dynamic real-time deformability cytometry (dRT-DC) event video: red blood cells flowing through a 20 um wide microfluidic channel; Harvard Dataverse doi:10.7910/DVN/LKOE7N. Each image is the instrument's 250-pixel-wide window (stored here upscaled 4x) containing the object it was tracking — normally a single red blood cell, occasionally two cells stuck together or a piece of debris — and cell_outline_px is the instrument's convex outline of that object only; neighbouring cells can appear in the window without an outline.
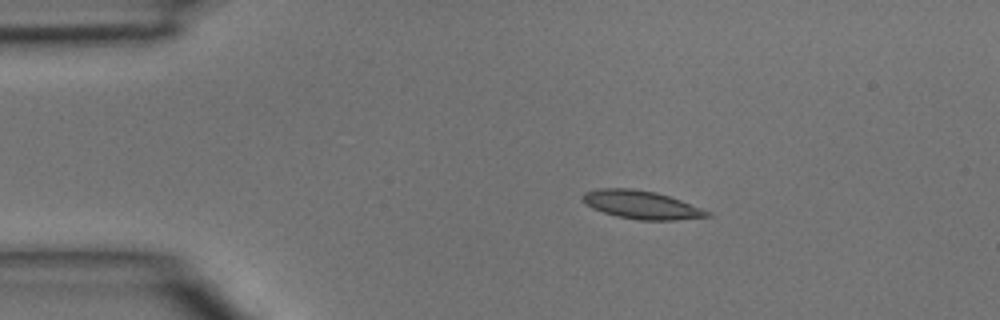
{"species": "common noctule bat (a hibernating species)", "species_latin": "Nyctalus noctula", "temperature_condition": "room temperature", "stored_images_in_passage": 2, "camera_frame_rate_fps": 3000, "um_per_image_px": 0.085, "animal": {"sex": "male", "body_mass_g": 15.6}, "frame": {"image": 1, "passage_image": 1, "time_ms": 0.0, "image_size_px": [1000, 320], "cell_outline_px": [[712, 216], [676, 220], [640, 220], [616, 216], [592, 208], [584, 204], [580, 196], [584, 192], [600, 188], [632, 188], [656, 192], [680, 200], [712, 212]], "centroid_in_image_um": [54.49, 17.4], "position_along_channel_um": 30.5, "area_um2": 20.58}}